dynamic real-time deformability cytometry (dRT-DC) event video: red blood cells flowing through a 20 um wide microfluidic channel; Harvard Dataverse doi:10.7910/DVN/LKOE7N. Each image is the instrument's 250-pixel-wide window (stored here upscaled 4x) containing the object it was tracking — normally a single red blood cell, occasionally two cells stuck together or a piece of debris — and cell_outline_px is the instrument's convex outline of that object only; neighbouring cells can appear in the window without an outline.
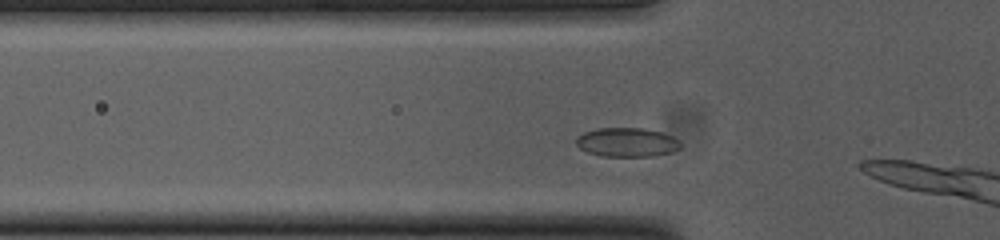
{"species": "common noctule bat (a hibernating species)", "species_latin": "Nyctalus noctula", "temperature_condition": "cold", "stored_images_in_passage": 5, "camera_frame_rate_fps": 3000, "um_per_image_px": 0.085, "animal": {"sex": "female", "body_mass_g": 23.0, "forearm_length_mm": 53.4}, "frame": {"image": 1, "passage_image": 3, "time_ms": 0.667, "image_size_px": [1000, 240], "cell_outline_px": [[680, 148], [672, 152], [652, 156], [604, 156], [588, 152], [580, 148], [576, 144], [576, 136], [584, 132], [596, 128], [644, 128], [660, 132], [672, 136], [680, 140]], "centroid_in_image_um": [53.28, 12.08], "position_along_channel_um": 72.5, "area_um2": 17.69}}